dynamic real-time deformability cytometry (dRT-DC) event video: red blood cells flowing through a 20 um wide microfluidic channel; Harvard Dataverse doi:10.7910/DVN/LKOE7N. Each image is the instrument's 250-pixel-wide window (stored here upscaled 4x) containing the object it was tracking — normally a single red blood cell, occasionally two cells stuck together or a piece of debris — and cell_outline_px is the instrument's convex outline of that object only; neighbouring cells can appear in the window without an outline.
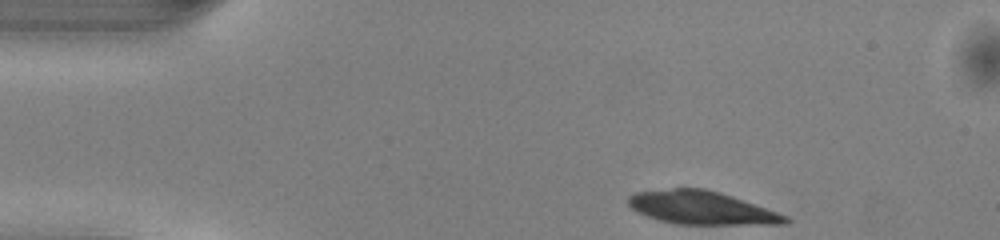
{"species": "common noctule bat (a hibernating species)", "species_latin": "Nyctalus noctula", "temperature_condition": "warm", "stored_images_in_passage": 43, "camera_frame_rate_fps": 3000, "um_per_image_px": 0.085, "animal": {"sex": "male", "body_mass_g": 13.0, "forearm_length_mm": 53.1}, "frame": {"image": 1, "passage_image": 1, "time_ms": 0.0, "image_size_px": [1000, 240], "cell_outline_px": [[792, 220], [788, 224], [672, 224], [648, 216], [632, 208], [628, 204], [628, 196], [636, 192], [672, 188], [704, 188], [720, 192], [732, 196], [788, 216]], "centroid_in_image_um": [59.65, 17.66], "position_along_channel_um": 25.3, "area_um2": 30.23}}